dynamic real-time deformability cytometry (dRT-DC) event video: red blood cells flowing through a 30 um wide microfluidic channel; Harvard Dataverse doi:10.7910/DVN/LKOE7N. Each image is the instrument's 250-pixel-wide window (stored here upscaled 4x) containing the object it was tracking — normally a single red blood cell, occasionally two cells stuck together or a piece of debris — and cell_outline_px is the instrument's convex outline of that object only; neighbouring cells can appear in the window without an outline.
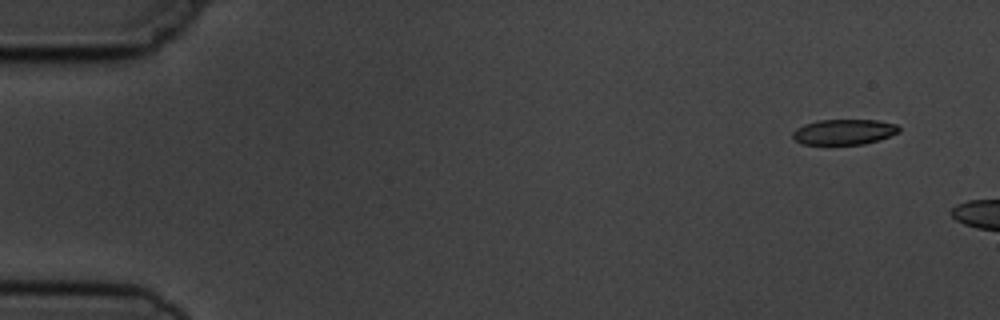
{"species": "common noctule bat (a hibernating species)", "species_latin": "Nyctalus noctula", "temperature_condition": "cold", "stored_images_in_passage": 4, "camera_frame_rate_fps": 3000, "um_per_image_px": 0.085, "animal": {"sex": "male", "body_mass_g": 19.5, "forearm_length_mm": 54.6}, "frame": {"image": 1, "passage_image": 1, "time_ms": 0.0, "image_size_px": [1000, 320], "cell_outline_px": [[900, 132], [880, 140], [864, 144], [800, 144], [792, 136], [792, 132], [796, 128], [804, 124], [820, 120], [876, 120], [896, 124], [900, 128]], "centroid_in_image_um": [71.75, 11.21], "position_along_channel_um": 13.2, "area_um2": 15.78}}